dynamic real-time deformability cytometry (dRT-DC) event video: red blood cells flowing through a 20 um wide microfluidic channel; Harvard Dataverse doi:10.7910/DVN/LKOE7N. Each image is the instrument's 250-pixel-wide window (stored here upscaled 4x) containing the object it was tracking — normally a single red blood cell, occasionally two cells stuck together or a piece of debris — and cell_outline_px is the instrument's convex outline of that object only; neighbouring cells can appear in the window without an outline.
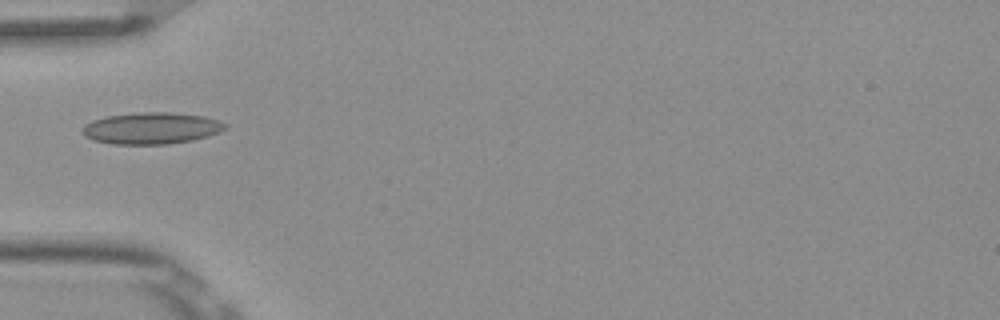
{"species": "Egyptian fruit bat (a non-hibernating species)", "species_latin": "Rousettus aegyptiacus", "temperature_condition": "room temperature", "stored_images_in_passage": 5, "camera_frame_rate_fps": 3000, "um_per_image_px": 0.085, "frame": {"image": 1, "passage_image": 5, "time_ms": 1.333, "image_size_px": [1000, 320], "cell_outline_px": [[228, 128], [220, 132], [208, 136], [192, 140], [168, 144], [112, 144], [92, 140], [84, 136], [80, 132], [84, 124], [92, 120], [108, 116], [140, 112], [172, 112], [204, 116], [220, 120], [228, 124]], "centroid_in_image_um": [12.88, 10.9], "position_along_channel_um": 72.1, "area_um2": 26.65}}